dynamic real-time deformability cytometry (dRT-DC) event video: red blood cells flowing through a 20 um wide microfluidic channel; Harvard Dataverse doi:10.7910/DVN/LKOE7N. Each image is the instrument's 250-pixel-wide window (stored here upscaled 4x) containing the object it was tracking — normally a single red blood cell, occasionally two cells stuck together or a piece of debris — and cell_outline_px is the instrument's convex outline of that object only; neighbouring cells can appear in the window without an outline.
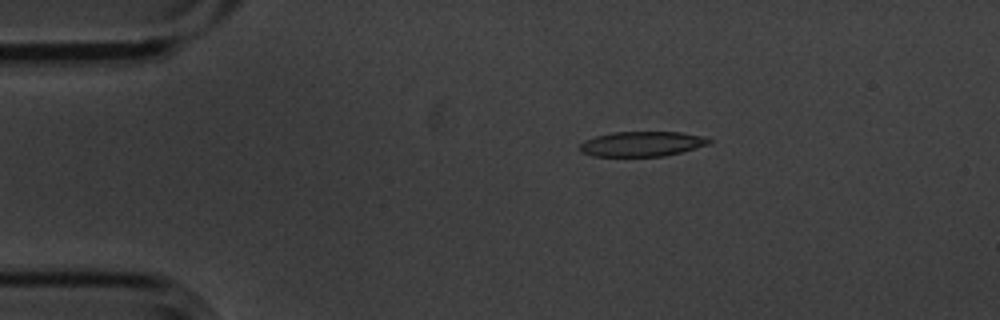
{"species": "common noctule bat (a hibernating species)", "species_latin": "Nyctalus noctula", "temperature_condition": "cold", "stored_images_in_passage": 3, "camera_frame_rate_fps": 3000, "um_per_image_px": 0.085, "animal": {"sex": "male", "body_mass_g": 20.1, "forearm_length_mm": 53.5}, "frame": {"image": 1, "passage_image": 2, "time_ms": 0.333, "image_size_px": [1000, 320], "cell_outline_px": [[712, 140], [708, 144], [680, 152], [664, 156], [592, 156], [580, 152], [580, 144], [584, 140], [596, 136], [612, 132], [680, 132], [708, 136]], "centroid_in_image_um": [54.56, 12.22], "position_along_channel_um": 30.4, "area_um2": 18.84}}